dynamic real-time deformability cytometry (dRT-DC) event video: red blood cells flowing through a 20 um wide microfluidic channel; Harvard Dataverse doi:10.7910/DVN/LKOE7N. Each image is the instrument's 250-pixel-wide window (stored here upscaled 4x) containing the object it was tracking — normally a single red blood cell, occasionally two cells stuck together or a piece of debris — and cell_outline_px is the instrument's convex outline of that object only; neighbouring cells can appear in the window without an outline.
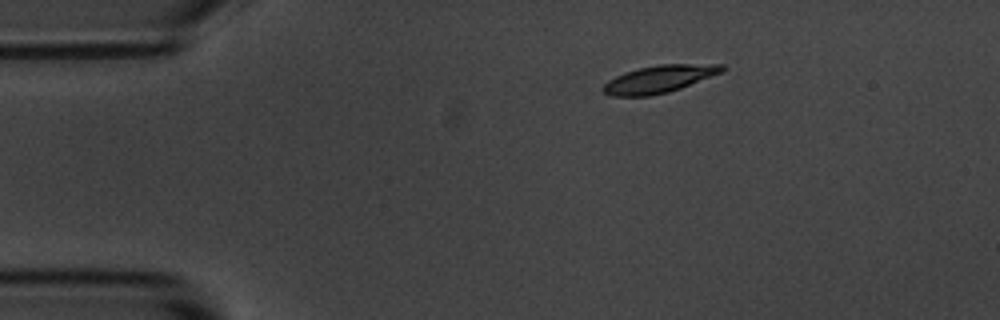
{"species": "common noctule bat (a hibernating species)", "species_latin": "Nyctalus noctula", "temperature_condition": "room temperature", "stored_images_in_passage": 14, "camera_frame_rate_fps": 3000, "um_per_image_px": 0.085, "animal": {"sex": "male", "body_mass_g": 20.1, "forearm_length_mm": 53.5}, "frame": {"image": 1, "passage_image": 2, "time_ms": 2.0, "image_size_px": [1000, 320], "cell_outline_px": [[724, 72], [680, 88], [668, 92], [648, 96], [612, 96], [604, 92], [600, 88], [608, 80], [616, 76], [640, 68], [660, 64], [724, 64]], "centroid_in_image_um": [56.05, 6.72], "position_along_channel_um": 29.0, "area_um2": 18.84}}
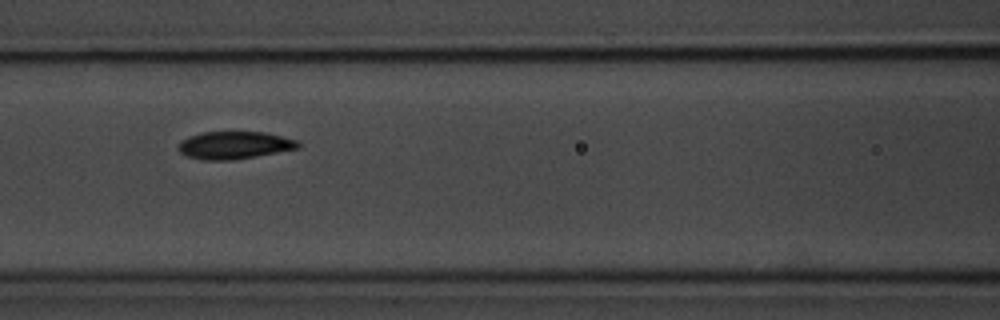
{"frame": {"image": 2, "passage_image": 6, "time_ms": 6.667, "image_size_px": [1000, 320], "cell_outline_px": [[300, 148], [236, 160], [200, 160], [188, 156], [180, 152], [176, 148], [180, 140], [188, 136], [200, 132], [264, 132], [300, 140]], "centroid_in_image_um": [19.91, 12.34], "position_along_channel_um": 146.7, "area_um2": 19.59}}
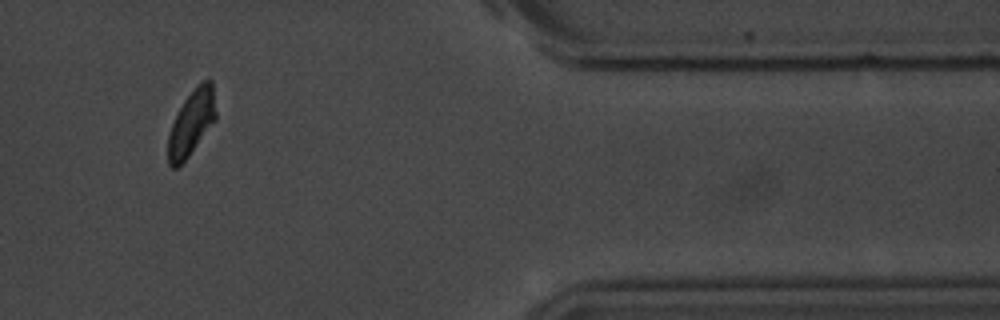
{"frame": {"image": 3, "passage_image": 12, "time_ms": 14.333, "image_size_px": [1000, 320], "cell_outline_px": [[216, 120], [188, 156], [176, 168], [172, 168], [168, 164], [168, 136], [172, 124], [184, 100], [196, 84], [204, 80], [212, 80], [216, 112]], "centroid_in_image_um": [16.29, 10.42], "position_along_channel_um": 395.1, "area_um2": 18.03}, "authors_computed_cell_mechanics": {"area_um2": 19.0451, "velocity_mm_per_s": 3.6501, "shape_relaxation_time_tau1_ms": 1.824, "shape_relaxation_time_tau2_ms": 0.9943, "deformation_change_tau1": 0.1021, "deformation_change_tau2": 0.0412}}